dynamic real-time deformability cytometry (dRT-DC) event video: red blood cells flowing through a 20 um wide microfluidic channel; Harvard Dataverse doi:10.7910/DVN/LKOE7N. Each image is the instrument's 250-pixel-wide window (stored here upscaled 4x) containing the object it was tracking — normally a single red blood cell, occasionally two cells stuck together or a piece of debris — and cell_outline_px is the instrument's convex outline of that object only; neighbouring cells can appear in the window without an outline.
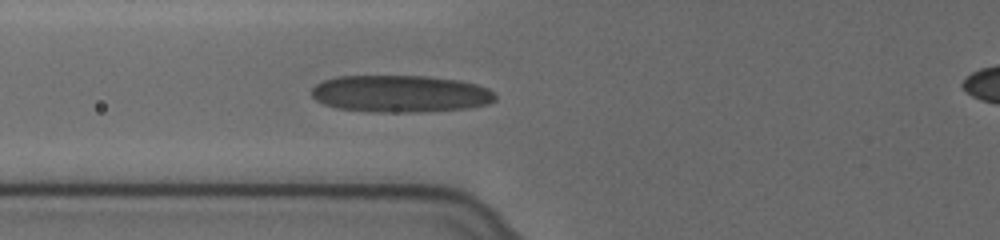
{"species": "human", "species_latin": "Homo sapiens", "temperature_condition": "cold", "stored_images_in_passage": 7, "camera_frame_rate_fps": 3000, "um_per_image_px": 0.085, "donor": {"sex": "female"}, "frame": {"image": 1, "passage_image": 7, "time_ms": 2.0, "image_size_px": [1000, 240], "cell_outline_px": [[496, 100], [488, 104], [468, 108], [408, 112], [376, 112], [336, 108], [324, 104], [316, 100], [312, 96], [312, 88], [316, 84], [324, 80], [336, 76], [428, 76], [460, 80], [476, 84], [488, 88], [496, 96]], "centroid_in_image_um": [34.03, 7.96], "position_along_channel_um": 91.8, "area_um2": 39.71}}